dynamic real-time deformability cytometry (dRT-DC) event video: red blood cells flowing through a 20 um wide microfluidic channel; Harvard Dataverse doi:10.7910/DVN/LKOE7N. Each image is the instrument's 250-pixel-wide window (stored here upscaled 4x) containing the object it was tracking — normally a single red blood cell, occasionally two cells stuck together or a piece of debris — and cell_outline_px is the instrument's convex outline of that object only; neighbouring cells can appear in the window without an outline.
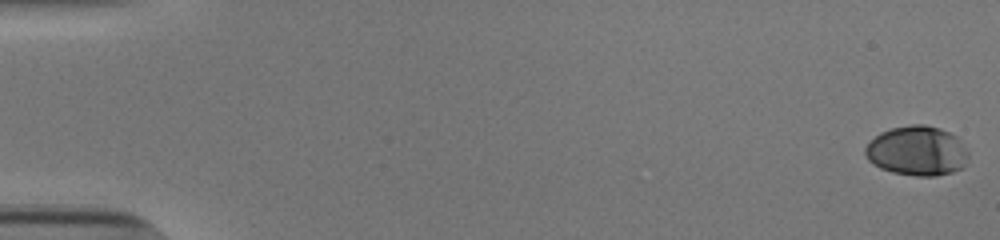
{"species": "human", "species_latin": "Homo sapiens", "temperature_condition": "cold", "stored_images_in_passage": 54, "camera_frame_rate_fps": 3000, "um_per_image_px": 0.085, "donor": {"sex": "male"}, "frame": {"image": 1, "passage_image": 1, "time_ms": 0.0, "image_size_px": [1000, 240], "cell_outline_px": [[968, 156], [964, 168], [952, 172], [936, 176], [916, 176], [892, 172], [880, 168], [872, 164], [868, 160], [864, 152], [864, 148], [880, 132], [892, 128], [912, 124], [924, 124], [940, 128], [956, 136], [968, 152]], "centroid_in_image_um": [77.95, 12.83], "position_along_channel_um": 7.1, "area_um2": 29.94}}
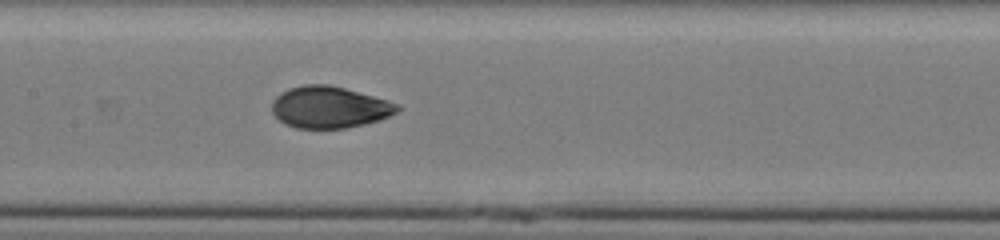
{"frame": {"image": 2, "passage_image": 28, "time_ms": 9.0, "image_size_px": [1000, 240], "cell_outline_px": [[400, 108], [396, 112], [380, 120], [364, 124], [344, 128], [296, 128], [284, 124], [272, 112], [272, 100], [280, 92], [288, 88], [304, 84], [328, 84], [344, 88], [388, 100], [400, 104]], "centroid_in_image_um": [27.98, 9.1], "position_along_channel_um": 179.4, "area_um2": 30.52}}
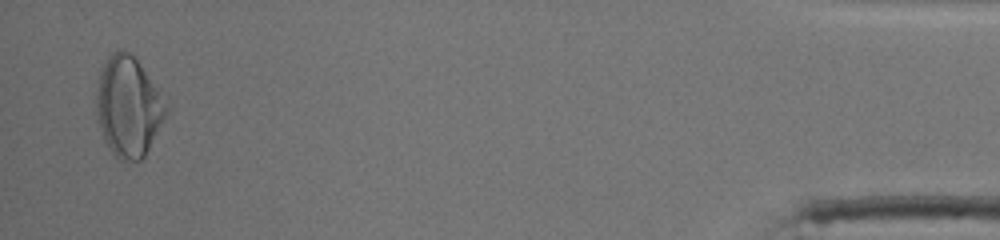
{"frame": {"image": 3, "passage_image": 53, "time_ms": 17.333, "image_size_px": [1000, 240], "cell_outline_px": [[168, 112], [144, 156], [140, 160], [120, 160], [112, 152], [104, 140], [96, 108], [96, 96], [100, 72], [108, 56], [112, 52], [120, 48], [124, 48], [136, 60], [144, 72]], "centroid_in_image_um": [10.85, 9.08], "position_along_channel_um": 424.3, "area_um2": 39.13}, "authors_computed_cell_mechanics": {"area_um2": 30.2005, "velocity_mm_per_s": 3.8712, "shape_relaxation_time_tau1_ms": 5.1227, "shape_relaxation_time_tau2_ms": 1.2216, "deformation_change_tau1": 0.1854, "deformation_change_tau2": 0.038}}